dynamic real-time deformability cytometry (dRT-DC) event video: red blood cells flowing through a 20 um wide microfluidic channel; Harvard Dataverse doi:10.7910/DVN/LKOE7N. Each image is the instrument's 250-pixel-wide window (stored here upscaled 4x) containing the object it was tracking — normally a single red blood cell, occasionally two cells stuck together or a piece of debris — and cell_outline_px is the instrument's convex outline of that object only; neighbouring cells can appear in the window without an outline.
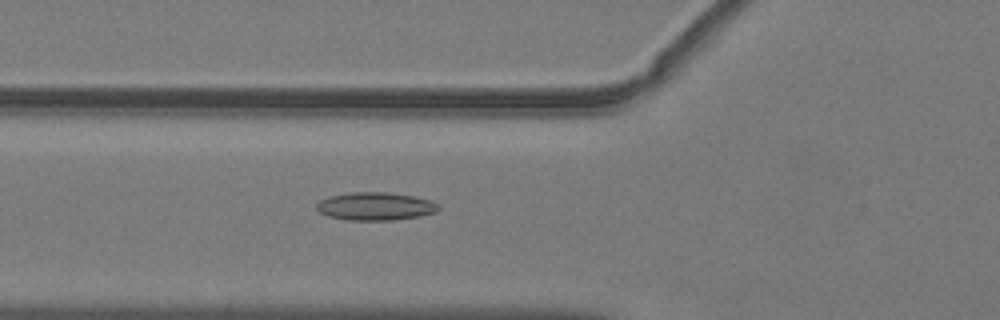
{"species": "common noctule bat (a hibernating species)", "species_latin": "Nyctalus noctula", "temperature_condition": "warm", "stored_images_in_passage": 52, "camera_frame_rate_fps": 3000, "um_per_image_px": 0.085, "animal": {"sex": "male", "body_mass_g": 19.2, "forearm_length_mm": 51.8}, "frame": {"image": 1, "passage_image": 20, "time_ms": 6.333, "image_size_px": [1000, 320], "cell_outline_px": [[440, 208], [436, 212], [420, 216], [392, 220], [348, 220], [328, 216], [320, 212], [316, 208], [316, 204], [320, 200], [328, 196], [352, 192], [388, 192], [416, 196], [432, 200], [440, 204]], "centroid_in_image_um": [31.94, 17.52], "position_along_channel_um": 93.9, "area_um2": 20.11}}
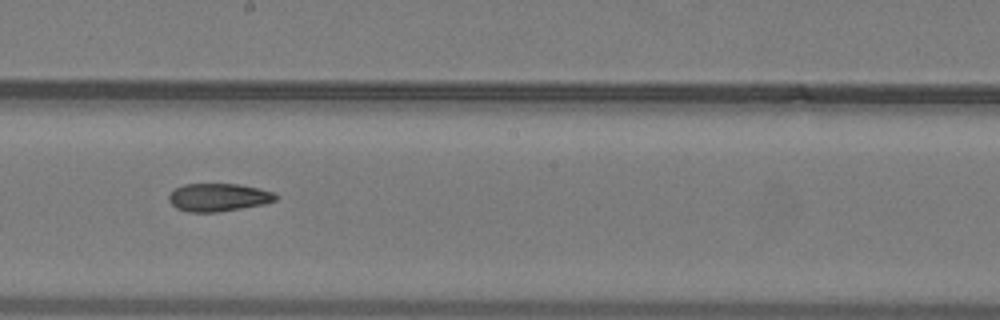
{"frame": {"image": 2, "passage_image": 30, "time_ms": 9.667, "image_size_px": [1000, 320], "cell_outline_px": [[280, 196], [276, 200], [264, 204], [216, 212], [188, 212], [176, 208], [168, 200], [168, 196], [176, 188], [184, 184], [240, 184], [260, 188], [272, 192]], "centroid_in_image_um": [18.58, 16.77], "position_along_channel_um": 229.6, "area_um2": 17.4}}
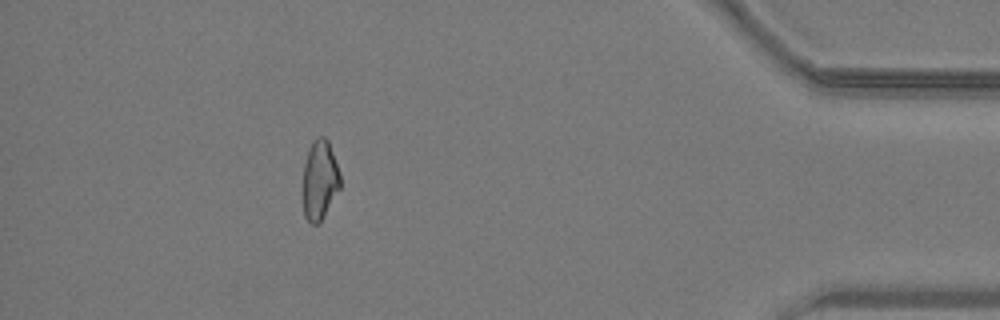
{"frame": {"image": 3, "passage_image": 47, "time_ms": 15.333, "image_size_px": [1000, 320], "cell_outline_px": [[340, 188], [320, 220], [316, 224], [312, 224], [304, 216], [304, 164], [308, 148], [312, 140], [316, 136], [324, 136], [328, 140], [340, 172]], "centroid_in_image_um": [27.18, 15.22], "position_along_channel_um": 408.0, "area_um2": 17.05}, "authors_computed_cell_mechanics": {"area_um2": 18.2648, "velocity_mm_per_s": 4.0507, "shape_relaxation_time_tau1_ms": null, "shape_relaxation_time_tau2_ms": 3.6519, "deformation_change_tau1": null, "deformation_change_tau2": 0.1076}}